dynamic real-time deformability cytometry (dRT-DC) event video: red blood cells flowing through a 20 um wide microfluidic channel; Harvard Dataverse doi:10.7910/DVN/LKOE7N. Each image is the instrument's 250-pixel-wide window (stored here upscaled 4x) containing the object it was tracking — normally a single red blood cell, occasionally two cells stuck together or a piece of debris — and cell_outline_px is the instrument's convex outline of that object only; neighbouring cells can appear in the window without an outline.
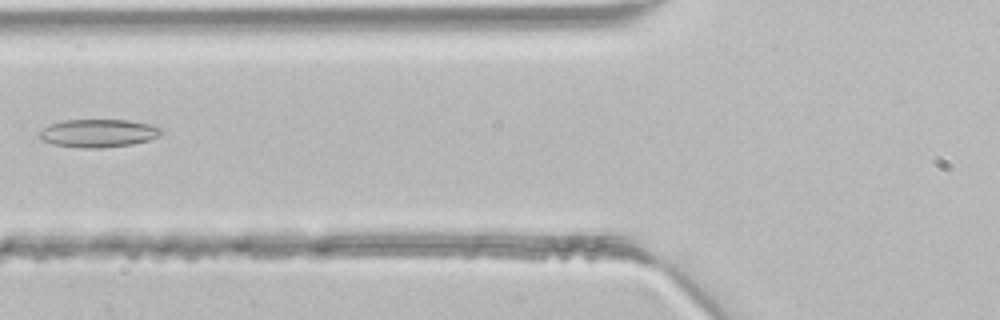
{"species": "common noctule bat (a hibernating species)", "species_latin": "Nyctalus noctula", "temperature_condition": "room temperature", "stored_images_in_passage": 2, "camera_frame_rate_fps": 3000, "um_per_image_px": 0.085, "animal": {"sex": "male", "body_mass_g": 21.5, "forearm_length_mm": 52.0}, "frame": {"image": 1, "passage_image": 2, "time_ms": 0.333, "image_size_px": [1000, 320], "cell_outline_px": [[160, 132], [156, 136], [148, 140], [132, 144], [100, 148], [80, 148], [52, 144], [44, 140], [40, 136], [40, 132], [48, 124], [64, 120], [128, 120], [148, 124], [160, 128]], "centroid_in_image_um": [8.31, 11.32], "position_along_channel_um": 117.5, "area_um2": 19.59}}